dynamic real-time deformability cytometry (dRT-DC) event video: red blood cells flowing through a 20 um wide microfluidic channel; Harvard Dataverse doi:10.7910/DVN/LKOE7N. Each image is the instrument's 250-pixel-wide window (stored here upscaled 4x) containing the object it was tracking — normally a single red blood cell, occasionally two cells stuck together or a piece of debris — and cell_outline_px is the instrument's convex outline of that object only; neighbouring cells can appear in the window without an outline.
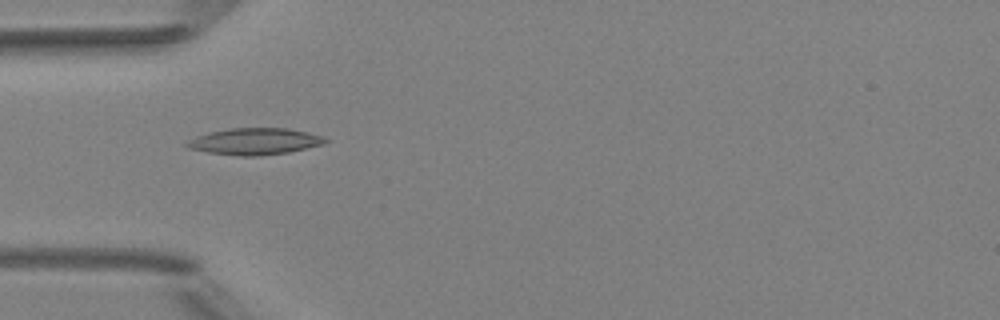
{"species": "Egyptian fruit bat (a non-hibernating species)", "species_latin": "Rousettus aegyptiacus", "temperature_condition": "room temperature", "stored_images_in_passage": 3, "camera_frame_rate_fps": 3000, "um_per_image_px": 0.085, "animal": {"sex": "female"}, "frame": {"image": 1, "passage_image": 1, "time_ms": 0.0, "image_size_px": [1000, 320], "cell_outline_px": [[328, 140], [324, 144], [288, 152], [260, 156], [240, 156], [208, 152], [188, 148], [184, 144], [188, 140], [196, 136], [208, 132], [228, 128], [288, 128], [308, 132], [324, 136]], "centroid_in_image_um": [21.65, 12.01], "position_along_channel_um": 63.4, "area_um2": 21.56}}
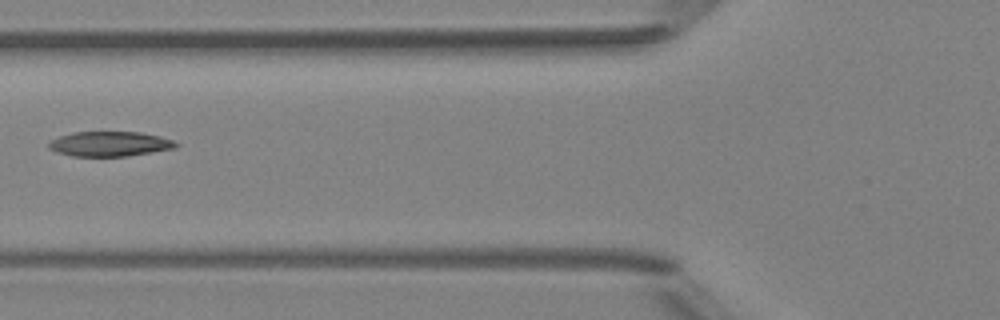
{"frame": {"image": 2, "passage_image": 2, "time_ms": 1.333, "image_size_px": [1000, 320], "cell_outline_px": [[180, 144], [176, 148], [128, 156], [72, 156], [56, 152], [48, 148], [48, 144], [52, 140], [60, 136], [72, 132], [140, 132], [160, 136], [172, 140]], "centroid_in_image_um": [9.34, 12.23], "position_along_channel_um": 116.5, "area_um2": 18.44}}
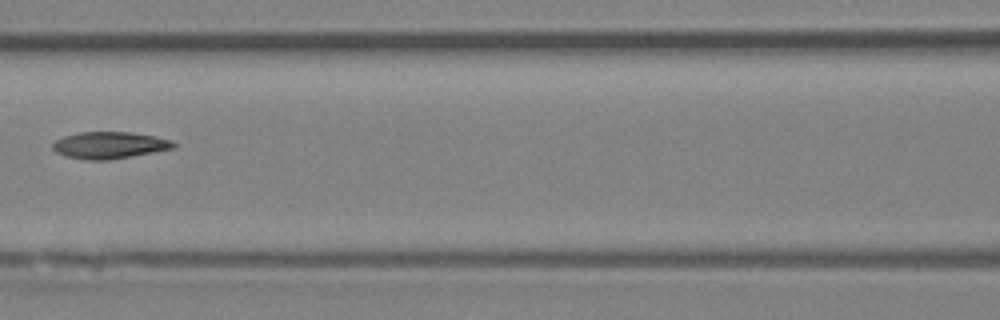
{"frame": {"image": 3, "passage_image": 3, "time_ms": 2.333, "image_size_px": [1000, 320], "cell_outline_px": [[176, 148], [132, 156], [108, 160], [84, 160], [68, 156], [56, 152], [52, 148], [52, 144], [56, 140], [64, 136], [80, 132], [132, 132], [156, 136], [172, 140], [176, 144]], "centroid_in_image_um": [9.34, 12.34], "position_along_channel_um": 157.3, "area_um2": 18.96}}